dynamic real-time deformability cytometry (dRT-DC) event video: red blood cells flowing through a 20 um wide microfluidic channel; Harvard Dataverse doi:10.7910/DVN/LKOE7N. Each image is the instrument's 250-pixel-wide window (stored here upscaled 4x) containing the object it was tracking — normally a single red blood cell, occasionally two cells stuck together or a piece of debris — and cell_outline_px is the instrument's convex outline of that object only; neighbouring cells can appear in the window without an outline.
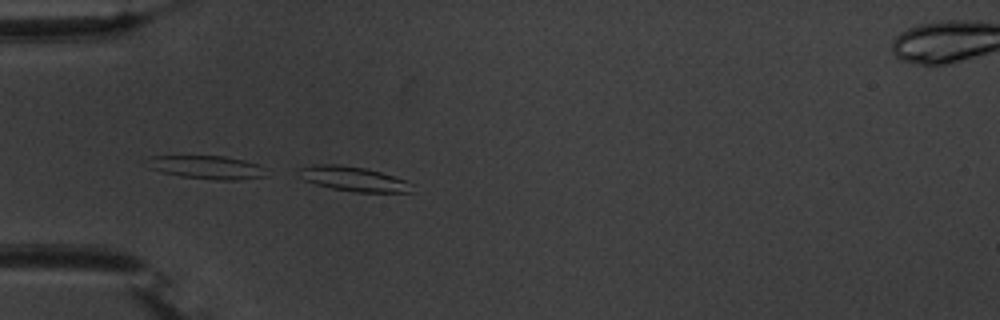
{"species": "common noctule bat (a hibernating species)", "species_latin": "Nyctalus noctula", "temperature_condition": "warm", "stored_images_in_passage": 14, "camera_frame_rate_fps": 3000, "um_per_image_px": 0.085, "animal": {"sex": "male", "body_mass_g": 20.1, "forearm_length_mm": 53.5}, "frame": {"image": 1, "passage_image": 10, "time_ms": 3.0, "image_size_px": [1000, 320], "cell_outline_px": [[412, 192], [356, 192], [332, 188], [316, 184], [304, 180], [296, 172], [300, 168], [316, 164], [340, 164], [364, 168], [380, 172], [408, 180], [412, 184]], "centroid_in_image_um": [30.05, 15.2], "position_along_channel_um": 55.0, "area_um2": 16.24}}